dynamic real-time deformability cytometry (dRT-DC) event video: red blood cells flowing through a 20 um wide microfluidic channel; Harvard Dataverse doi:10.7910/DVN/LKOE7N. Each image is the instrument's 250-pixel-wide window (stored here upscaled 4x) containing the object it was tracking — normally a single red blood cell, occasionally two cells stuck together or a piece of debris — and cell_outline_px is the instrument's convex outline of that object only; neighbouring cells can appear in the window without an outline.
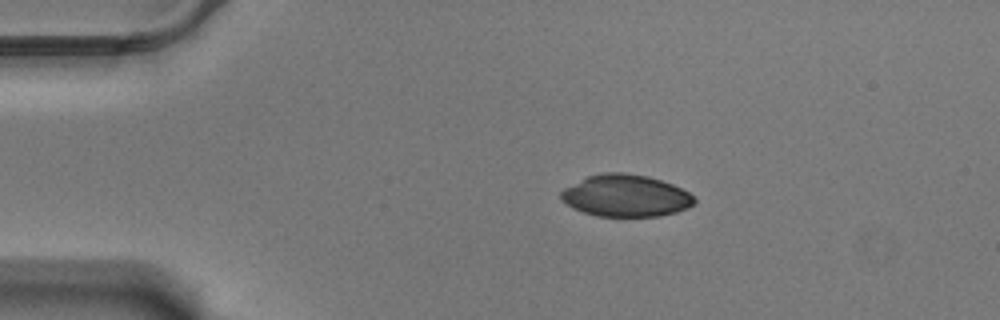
{"species": "Egyptian fruit bat (a non-hibernating species)", "species_latin": "Rousettus aegyptiacus", "temperature_condition": "warm", "stored_images_in_passage": 48, "camera_frame_rate_fps": 3000, "um_per_image_px": 0.085, "animal": {"sex": "male"}, "frame": {"image": 1, "passage_image": 1, "time_ms": 0.0, "image_size_px": [1000, 320], "cell_outline_px": [[696, 204], [688, 208], [676, 212], [660, 216], [596, 216], [572, 208], [560, 200], [560, 192], [564, 188], [588, 176], [604, 172], [624, 172], [648, 176], [672, 184], [688, 192], [696, 200]], "centroid_in_image_um": [53.18, 16.64], "position_along_channel_um": 31.8, "area_um2": 32.71}}
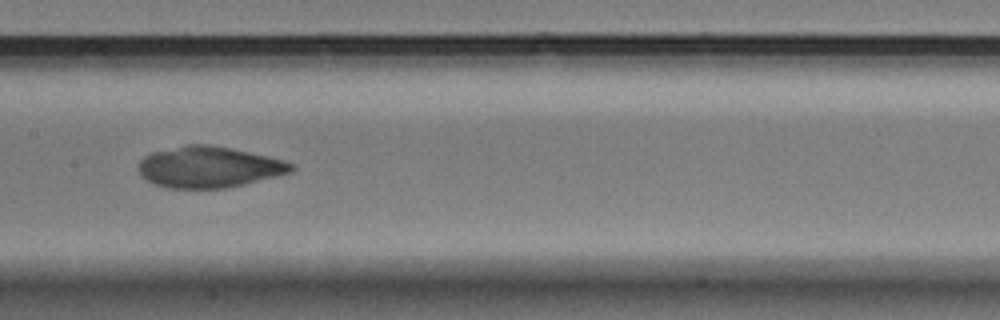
{"frame": {"image": 2, "passage_image": 19, "time_ms": 6.0, "image_size_px": [1000, 320], "cell_outline_px": [[296, 168], [292, 172], [244, 184], [224, 188], [168, 188], [152, 184], [140, 176], [140, 160], [144, 156], [152, 152], [188, 144], [208, 144], [232, 148], [268, 156], [284, 160], [296, 164]], "centroid_in_image_um": [17.78, 14.2], "position_along_channel_um": 189.6, "area_um2": 36.76}}
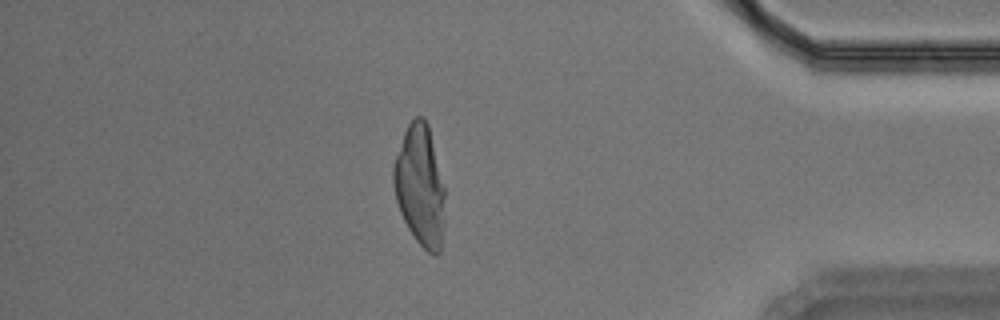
{"frame": {"image": 3, "passage_image": 40, "time_ms": 13.0, "image_size_px": [1000, 320], "cell_outline_px": [[444, 228], [440, 252], [436, 256], [428, 252], [416, 240], [408, 228], [400, 212], [396, 200], [392, 180], [392, 168], [404, 132], [408, 124], [416, 116], [424, 116], [428, 124], [444, 188]], "centroid_in_image_um": [35.7, 15.8], "position_along_channel_um": 399.5, "area_um2": 36.13}}